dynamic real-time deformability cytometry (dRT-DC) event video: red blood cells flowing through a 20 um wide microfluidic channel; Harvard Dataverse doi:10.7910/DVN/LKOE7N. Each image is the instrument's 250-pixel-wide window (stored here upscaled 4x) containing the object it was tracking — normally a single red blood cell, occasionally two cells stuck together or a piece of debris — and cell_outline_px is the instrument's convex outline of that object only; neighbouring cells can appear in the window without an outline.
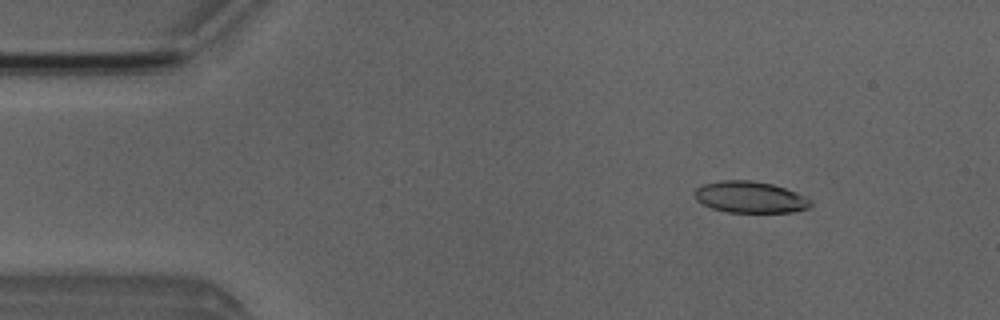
{"species": "Egyptian fruit bat (a non-hibernating species)", "species_latin": "Rousettus aegyptiacus", "temperature_condition": "room temperature", "stored_images_in_passage": 4, "camera_frame_rate_fps": 3000, "um_per_image_px": 0.085, "animal": {"sex": "male"}, "frame": {"image": 1, "passage_image": 2, "time_ms": 1.0, "image_size_px": [1000, 320], "cell_outline_px": [[812, 204], [808, 208], [792, 212], [728, 212], [712, 208], [696, 200], [696, 188], [704, 184], [720, 180], [752, 180], [772, 184], [796, 192], [812, 200]], "centroid_in_image_um": [63.78, 16.75], "position_along_channel_um": 21.2, "area_um2": 21.15}}